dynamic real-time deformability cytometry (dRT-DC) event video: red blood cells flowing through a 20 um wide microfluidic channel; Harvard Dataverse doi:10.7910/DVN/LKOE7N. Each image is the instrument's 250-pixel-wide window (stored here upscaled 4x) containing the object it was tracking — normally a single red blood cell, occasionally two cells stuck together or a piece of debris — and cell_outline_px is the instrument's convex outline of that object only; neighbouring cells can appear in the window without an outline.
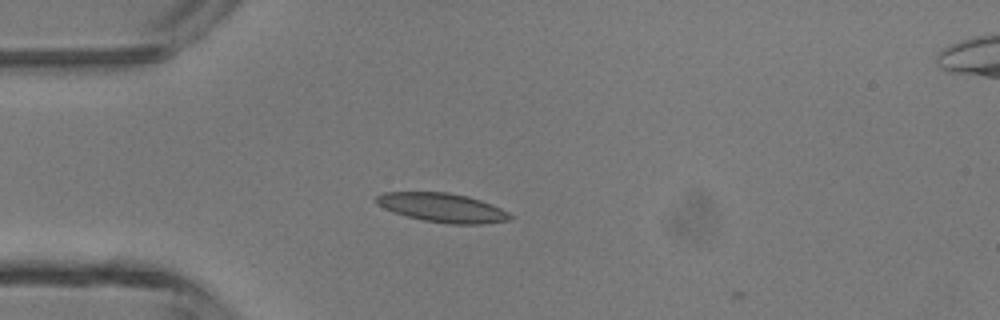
{"species": "common noctule bat (a hibernating species)", "species_latin": "Nyctalus noctula", "temperature_condition": "room temperature", "stored_images_in_passage": 32, "camera_frame_rate_fps": 3000, "um_per_image_px": 0.085, "animal": {"sex": "male", "body_mass_g": 13.3}, "frame": {"image": 1, "passage_image": 1, "time_ms": 0.0, "image_size_px": [1000, 320], "cell_outline_px": [[516, 216], [512, 220], [484, 224], [452, 224], [424, 220], [392, 212], [376, 204], [372, 200], [376, 196], [384, 192], [448, 192], [468, 196], [492, 204]], "centroid_in_image_um": [37.62, 17.65], "position_along_channel_um": 47.4, "area_um2": 22.89}}
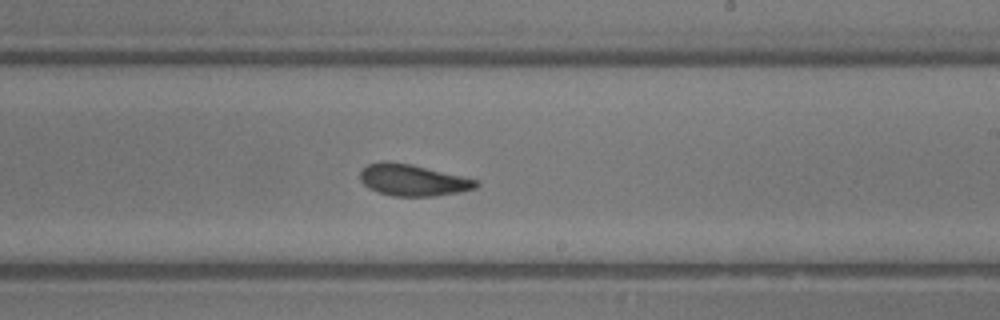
{"frame": {"image": 2, "passage_image": 16, "time_ms": 5.0, "image_size_px": [1000, 320], "cell_outline_px": [[480, 184], [476, 188], [460, 192], [432, 196], [392, 196], [376, 192], [368, 188], [360, 180], [360, 172], [368, 164], [412, 164], [480, 180]], "centroid_in_image_um": [35.16, 15.35], "position_along_channel_um": 253.8, "area_um2": 20.92}}
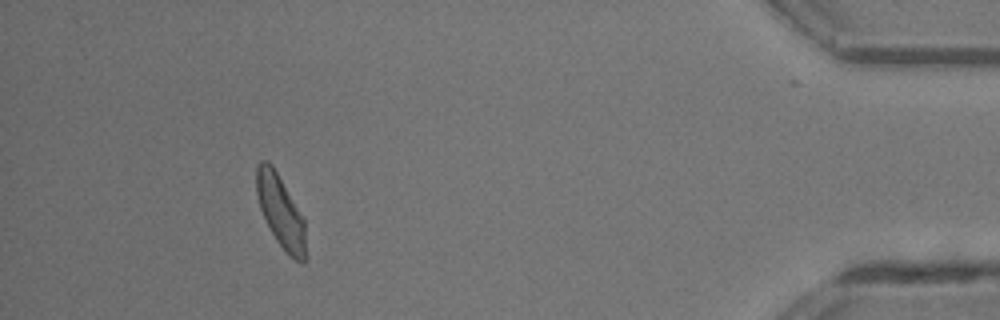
{"frame": {"image": 3, "passage_image": 31, "time_ms": 10.0, "image_size_px": [1000, 320], "cell_outline_px": [[304, 264], [300, 264], [288, 256], [276, 240], [260, 208], [256, 192], [256, 168], [260, 160], [268, 160], [272, 164], [304, 220]], "centroid_in_image_um": [23.82, 17.97], "position_along_channel_um": 411.4, "area_um2": 20.29}}